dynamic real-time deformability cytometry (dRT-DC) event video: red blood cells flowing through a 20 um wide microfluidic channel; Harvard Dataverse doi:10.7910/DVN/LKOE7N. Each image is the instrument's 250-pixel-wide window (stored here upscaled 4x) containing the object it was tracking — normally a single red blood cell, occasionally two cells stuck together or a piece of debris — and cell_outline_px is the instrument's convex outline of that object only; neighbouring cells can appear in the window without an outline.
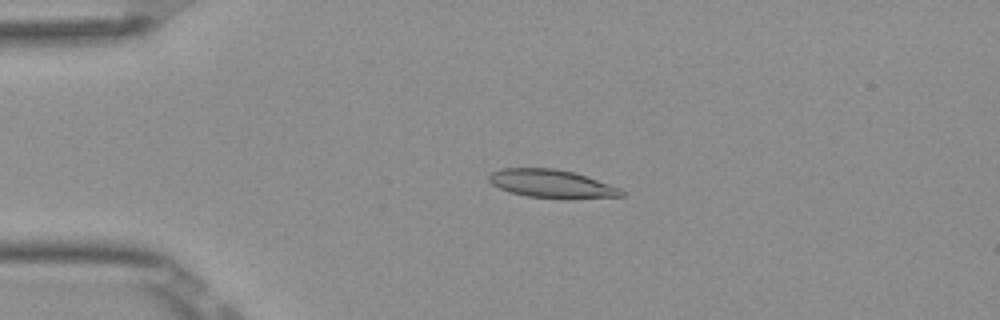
{"species": "Egyptian fruit bat (a non-hibernating species)", "species_latin": "Rousettus aegyptiacus", "temperature_condition": "room temperature", "stored_images_in_passage": 52, "camera_frame_rate_fps": 3000, "um_per_image_px": 0.085, "frame": {"image": 1, "passage_image": 12, "time_ms": 3.667, "image_size_px": [1000, 320], "cell_outline_px": [[624, 196], [572, 200], [564, 200], [528, 196], [508, 192], [492, 184], [488, 180], [488, 176], [492, 172], [500, 168], [556, 168], [572, 172], [620, 188], [624, 192]], "centroid_in_image_um": [46.89, 15.65], "position_along_channel_um": 38.1, "area_um2": 22.08}}
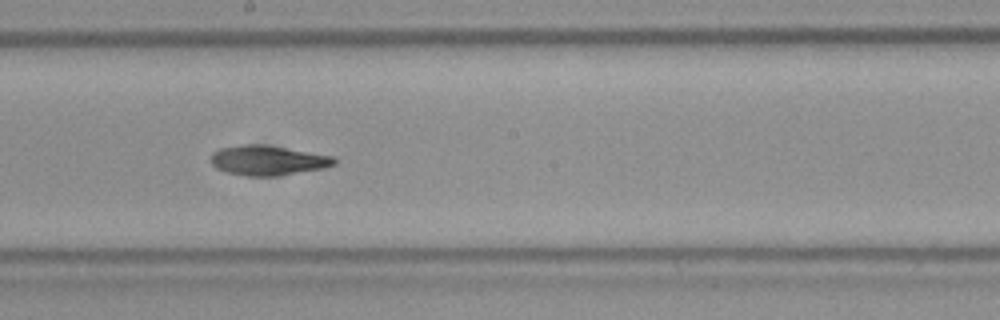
{"frame": {"image": 2, "passage_image": 29, "time_ms": 9.333, "image_size_px": [1000, 320], "cell_outline_px": [[336, 164], [324, 168], [276, 176], [248, 176], [228, 172], [216, 168], [212, 164], [212, 152], [220, 148], [244, 144], [264, 144], [336, 156]], "centroid_in_image_um": [22.81, 13.62], "position_along_channel_um": 225.4, "area_um2": 21.5}}
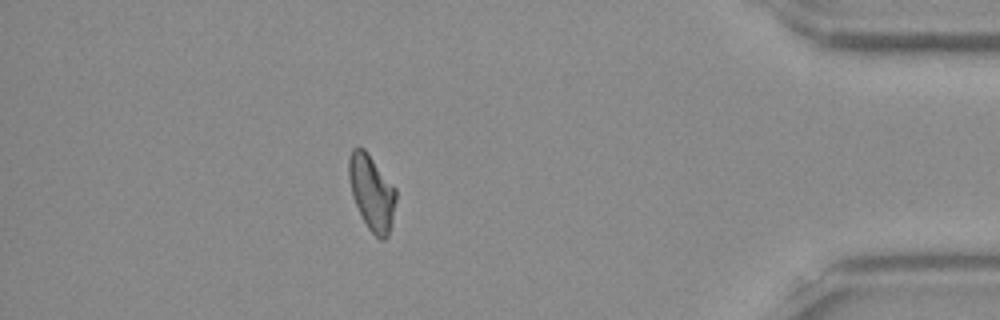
{"frame": {"image": 3, "passage_image": 46, "time_ms": 15.0, "image_size_px": [1000, 320], "cell_outline_px": [[396, 200], [392, 224], [388, 236], [384, 240], [380, 240], [368, 228], [352, 196], [348, 176], [348, 156], [352, 148], [356, 144], [364, 148], [368, 152], [396, 188]], "centroid_in_image_um": [31.59, 16.31], "position_along_channel_um": 403.6, "area_um2": 20.98}, "authors_computed_cell_mechanics": {"area_um2": 21.0392, "velocity_mm_per_s": 3.9042, "shape_relaxation_time_tau1_ms": 5.0159, "shape_relaxation_time_tau2_ms": 4.481, "deformation_change_tau1": 0.1481, "deformation_change_tau2": 0.1259}}